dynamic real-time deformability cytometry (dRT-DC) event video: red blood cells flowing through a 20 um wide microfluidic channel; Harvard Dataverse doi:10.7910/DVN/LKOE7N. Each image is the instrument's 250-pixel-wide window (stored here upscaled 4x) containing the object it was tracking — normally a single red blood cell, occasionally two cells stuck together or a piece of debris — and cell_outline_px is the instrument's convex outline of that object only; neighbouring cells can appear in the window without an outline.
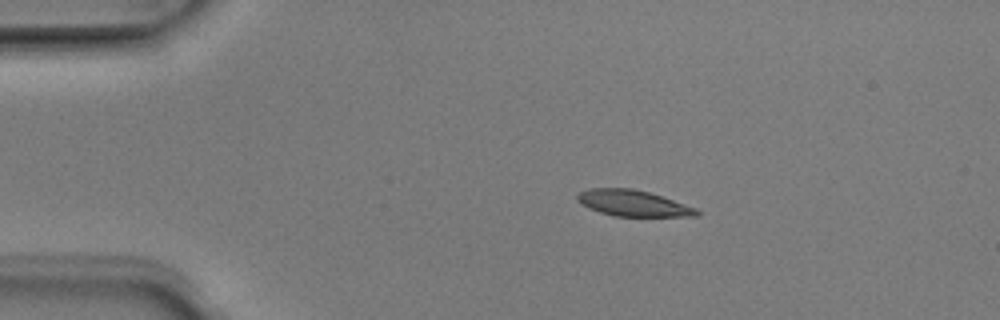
{"species": "Egyptian fruit bat (a non-hibernating species)", "species_latin": "Rousettus aegyptiacus", "temperature_condition": "room temperature", "stored_images_in_passage": 4, "camera_frame_rate_fps": 3000, "um_per_image_px": 0.085, "animal": {"sex": "male"}, "frame": {"image": 1, "passage_image": 1, "time_ms": 0.0, "image_size_px": [1000, 320], "cell_outline_px": [[700, 216], [612, 216], [588, 208], [576, 200], [576, 196], [580, 192], [592, 188], [632, 188], [648, 192], [696, 208], [700, 212]], "centroid_in_image_um": [53.78, 17.28], "position_along_channel_um": 31.2, "area_um2": 17.98}}
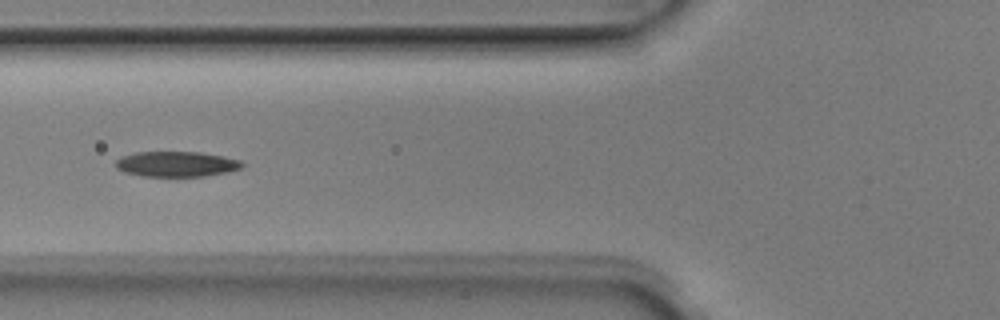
{"frame": {"image": 2, "passage_image": 4, "time_ms": 1.0, "image_size_px": [1000, 320], "cell_outline_px": [[244, 164], [240, 168], [224, 172], [204, 176], [140, 176], [124, 172], [116, 168], [116, 160], [120, 156], [136, 152], [200, 152], [224, 156], [240, 160]], "centroid_in_image_um": [14.95, 13.94], "position_along_channel_um": 110.8, "area_um2": 18.61}}